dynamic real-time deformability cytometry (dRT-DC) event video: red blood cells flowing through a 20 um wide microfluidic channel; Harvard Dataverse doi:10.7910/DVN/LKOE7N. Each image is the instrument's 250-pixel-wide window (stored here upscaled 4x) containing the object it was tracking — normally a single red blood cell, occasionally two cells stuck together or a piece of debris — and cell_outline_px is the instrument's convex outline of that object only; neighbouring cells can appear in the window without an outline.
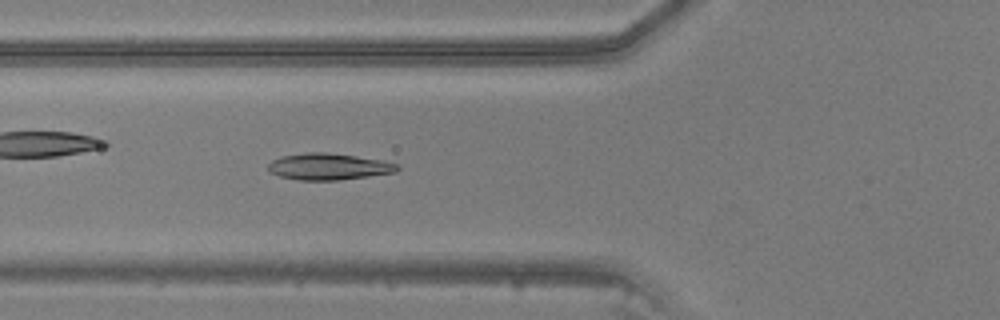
{"species": "common noctule bat (a hibernating species)", "species_latin": "Nyctalus noctula", "temperature_condition": "warm", "stored_images_in_passage": 32, "camera_frame_rate_fps": 3000, "um_per_image_px": 0.085, "animal": {"sex": "male", "body_mass_g": 20.5, "forearm_length_mm": 52.5}, "frame": {"image": 1, "passage_image": 3, "time_ms": 0.667, "image_size_px": [1000, 320], "cell_outline_px": [[400, 168], [396, 172], [368, 176], [336, 180], [300, 180], [280, 176], [268, 172], [268, 164], [272, 160], [280, 156], [308, 152], [324, 152], [356, 156], [380, 160], [400, 164]], "centroid_in_image_um": [27.92, 14.16], "position_along_channel_um": 97.9, "area_um2": 19.94}}
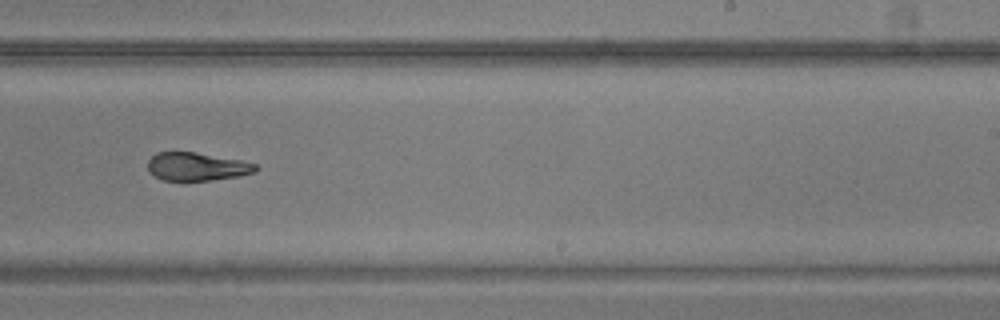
{"frame": {"image": 2, "passage_image": 15, "time_ms": 4.667, "image_size_px": [1000, 320], "cell_outline_px": [[260, 168], [256, 172], [240, 176], [212, 180], [164, 180], [148, 172], [148, 160], [156, 152], [196, 152], [240, 160], [256, 164]], "centroid_in_image_um": [16.75, 14.16], "position_along_channel_um": 272.2, "area_um2": 17.74}}
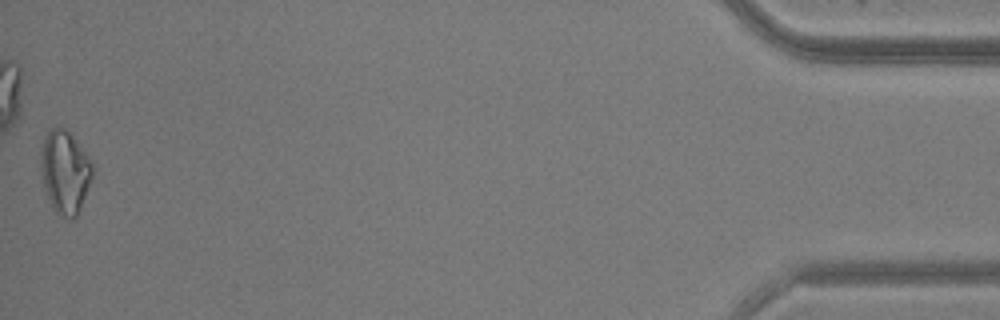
{"frame": {"image": 3, "passage_image": 32, "time_ms": 10.333, "image_size_px": [1000, 320], "cell_outline_px": [[92, 180], [80, 208], [76, 216], [72, 220], [56, 212], [52, 208], [44, 184], [40, 164], [40, 152], [44, 140], [48, 132], [52, 128], [64, 128], [68, 132], [92, 160]], "centroid_in_image_um": [5.53, 14.62], "position_along_channel_um": 429.7, "area_um2": 24.57}}